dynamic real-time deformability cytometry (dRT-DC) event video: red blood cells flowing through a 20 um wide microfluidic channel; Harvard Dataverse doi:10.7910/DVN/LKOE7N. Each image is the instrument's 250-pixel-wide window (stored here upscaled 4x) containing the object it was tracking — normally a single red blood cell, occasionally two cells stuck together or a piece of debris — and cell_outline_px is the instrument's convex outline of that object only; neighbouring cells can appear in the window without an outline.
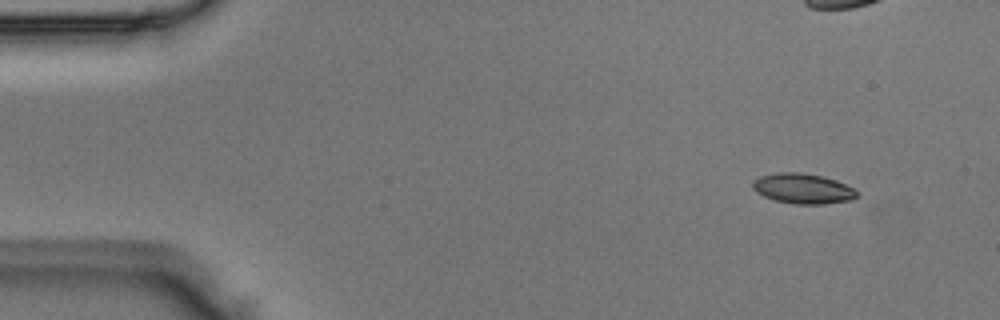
{"species": "Egyptian fruit bat (a non-hibernating species)", "species_latin": "Rousettus aegyptiacus", "temperature_condition": "room temperature", "stored_images_in_passage": 47, "camera_frame_rate_fps": 3000, "um_per_image_px": 0.085, "animal": {"sex": "male"}, "frame": {"image": 1, "passage_image": 1, "time_ms": 0.0, "image_size_px": [1000, 320], "cell_outline_px": [[860, 196], [852, 200], [824, 204], [796, 204], [776, 200], [764, 196], [756, 192], [752, 188], [752, 180], [760, 176], [776, 172], [804, 172], [824, 176], [836, 180], [860, 192]], "centroid_in_image_um": [68.26, 16.02], "position_along_channel_um": 16.7, "area_um2": 18.61}}
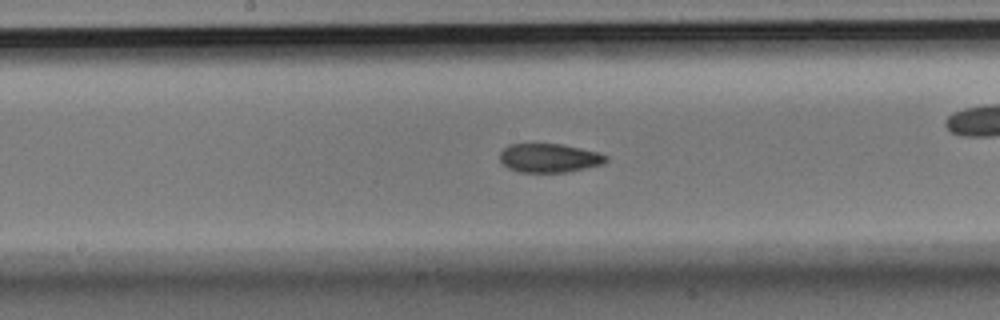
{"frame": {"image": 2, "passage_image": 22, "time_ms": 7.0, "image_size_px": [1000, 320], "cell_outline_px": [[608, 160], [604, 164], [564, 172], [516, 172], [508, 168], [500, 160], [500, 152], [508, 144], [560, 144], [580, 148], [596, 152], [608, 156]], "centroid_in_image_um": [46.66, 13.43], "position_along_channel_um": 201.5, "area_um2": 17.74}}
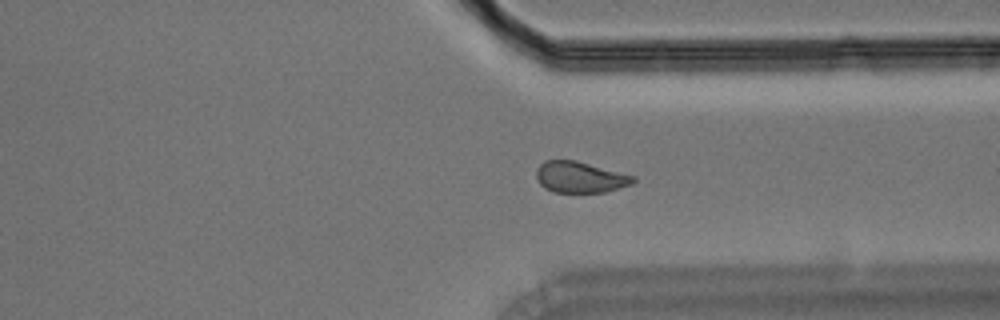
{"frame": {"image": 3, "passage_image": 34, "time_ms": 11.0, "image_size_px": [1000, 320], "cell_outline_px": [[636, 180], [632, 184], [604, 192], [552, 192], [544, 188], [536, 180], [536, 168], [544, 160], [576, 160], [636, 176]], "centroid_in_image_um": [49.28, 15.05], "position_along_channel_um": 362.1, "area_um2": 17.74}}